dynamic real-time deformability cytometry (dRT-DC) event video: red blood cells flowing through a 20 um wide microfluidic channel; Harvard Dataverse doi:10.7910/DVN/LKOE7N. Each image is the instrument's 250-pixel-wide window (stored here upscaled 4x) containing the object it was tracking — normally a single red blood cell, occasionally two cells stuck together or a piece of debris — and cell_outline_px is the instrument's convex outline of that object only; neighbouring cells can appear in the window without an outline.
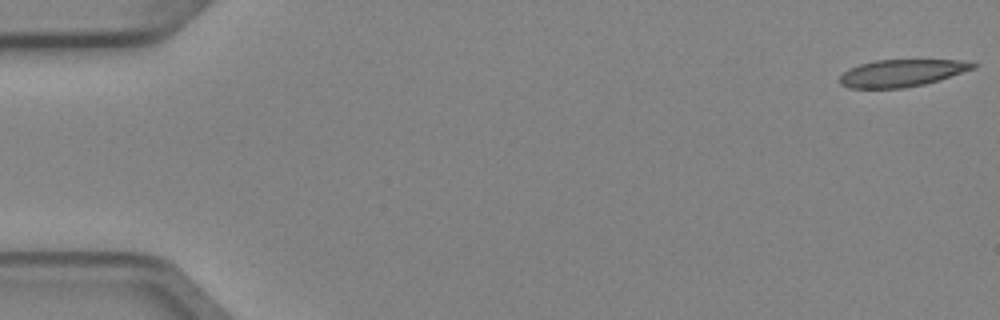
{"species": "Egyptian fruit bat (a non-hibernating species)", "species_latin": "Rousettus aegyptiacus", "temperature_condition": "cold", "stored_images_in_passage": 5, "camera_frame_rate_fps": 3000, "um_per_image_px": 0.085, "animal": {"sex": "female"}, "frame": {"image": 1, "passage_image": 1, "time_ms": 0.0, "image_size_px": [1000, 320], "cell_outline_px": [[976, 68], [940, 80], [924, 84], [904, 88], [848, 88], [840, 84], [840, 76], [848, 68], [860, 64], [876, 60], [960, 60], [976, 64]], "centroid_in_image_um": [76.63, 6.21], "position_along_channel_um": 8.4, "area_um2": 21.1}}
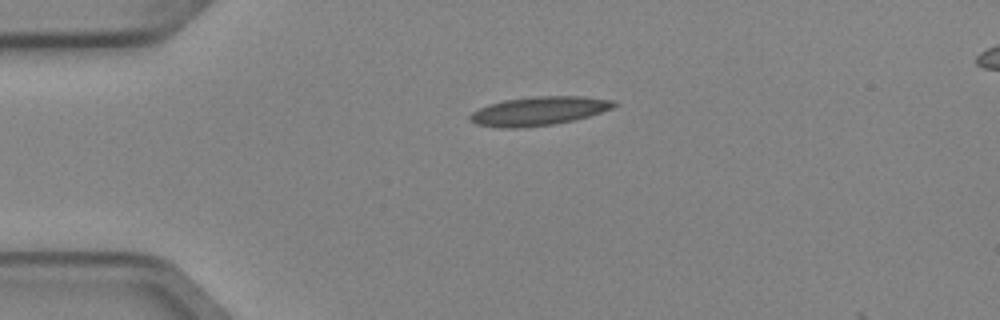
{"frame": {"image": 2, "passage_image": 4, "time_ms": 1.0, "image_size_px": [1000, 320], "cell_outline_px": [[620, 104], [612, 108], [588, 116], [572, 120], [552, 124], [512, 128], [504, 128], [476, 124], [468, 120], [468, 116], [472, 112], [488, 104], [504, 100], [536, 96], [584, 96], [616, 100]], "centroid_in_image_um": [45.81, 9.42], "position_along_channel_um": 39.2, "area_um2": 24.04}}